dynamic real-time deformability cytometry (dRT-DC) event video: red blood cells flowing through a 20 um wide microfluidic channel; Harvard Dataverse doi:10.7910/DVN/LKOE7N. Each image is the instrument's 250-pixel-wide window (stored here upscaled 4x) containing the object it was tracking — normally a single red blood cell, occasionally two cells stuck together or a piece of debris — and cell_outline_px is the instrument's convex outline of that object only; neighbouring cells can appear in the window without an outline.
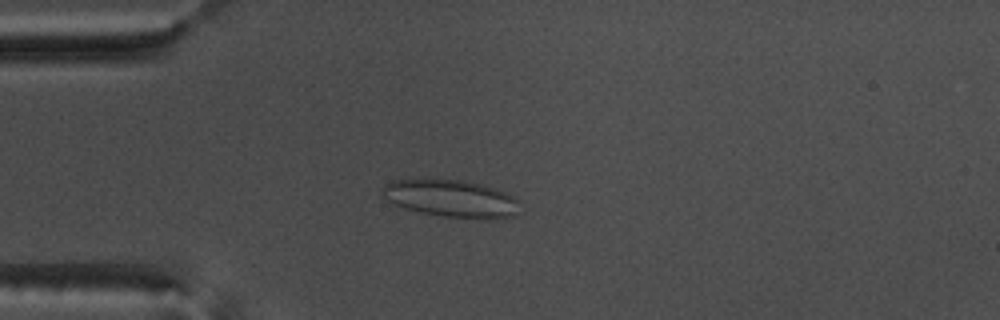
{"species": "common noctule bat (a hibernating species)", "species_latin": "Nyctalus noctula", "temperature_condition": "warm", "stored_images_in_passage": 40, "camera_frame_rate_fps": 3000, "um_per_image_px": 0.085, "animal": {"sex": "male", "body_mass_g": 17.5, "forearm_length_mm": 52.3}, "frame": {"image": 1, "passage_image": 1, "time_ms": 0.0, "image_size_px": [1000, 320], "cell_outline_px": [[516, 216], [496, 220], [488, 220], [444, 216], [420, 212], [404, 208], [380, 196], [380, 192], [392, 180], [428, 176], [460, 180], [480, 184], [504, 192], [512, 196], [516, 200]], "centroid_in_image_um": [38.28, 16.85], "position_along_channel_um": 46.7, "area_um2": 30.52}}
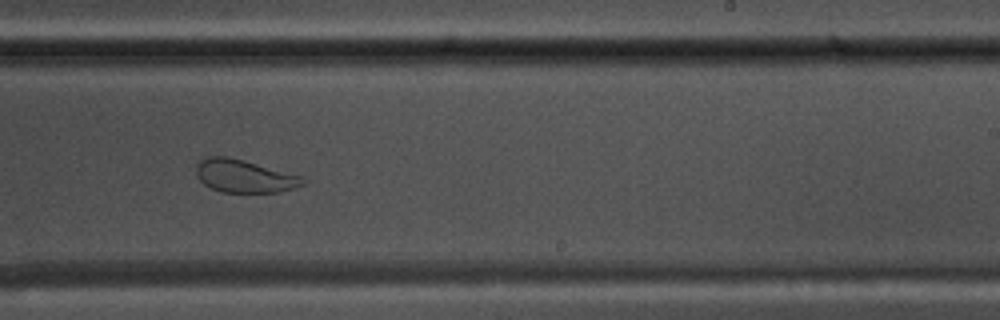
{"frame": {"image": 2, "passage_image": 20, "time_ms": 6.333, "image_size_px": [1000, 320], "cell_outline_px": [[308, 180], [304, 184], [280, 192], [220, 192], [204, 184], [196, 176], [196, 164], [200, 160], [208, 156], [228, 156], [244, 160], [304, 176]], "centroid_in_image_um": [20.78, 14.96], "position_along_channel_um": 268.2, "area_um2": 20.63}}
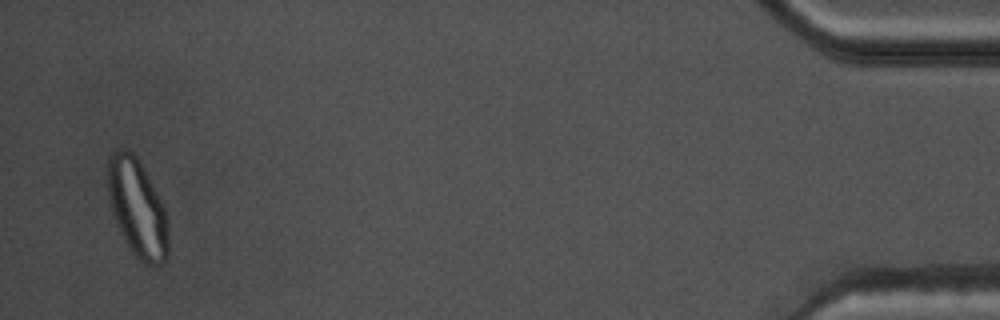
{"frame": {"image": 3, "passage_image": 39, "time_ms": 12.667, "image_size_px": [1000, 320], "cell_outline_px": [[168, 260], [164, 264], [144, 264], [132, 252], [124, 240], [116, 224], [112, 212], [108, 196], [108, 156], [112, 152], [120, 148], [128, 148], [136, 156], [148, 176], [164, 208], [168, 232]], "centroid_in_image_um": [11.66, 17.69], "position_along_channel_um": 423.5, "area_um2": 34.51}}